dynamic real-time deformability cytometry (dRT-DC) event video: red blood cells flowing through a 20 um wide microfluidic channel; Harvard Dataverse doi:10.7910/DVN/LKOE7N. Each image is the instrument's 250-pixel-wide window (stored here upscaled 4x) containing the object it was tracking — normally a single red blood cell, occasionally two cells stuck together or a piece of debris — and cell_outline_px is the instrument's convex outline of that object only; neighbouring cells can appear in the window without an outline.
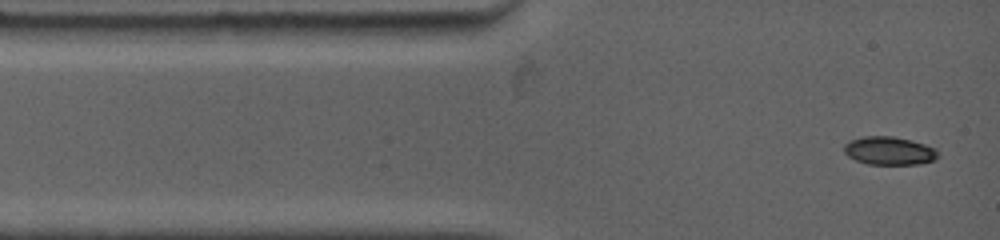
{"species": "common noctule bat (a hibernating species)", "species_latin": "Nyctalus noctula", "temperature_condition": "warm", "stored_images_in_passage": 3, "camera_frame_rate_fps": 4500, "um_per_image_px": 0.085, "animal": {"sex": "female", "body_mass_g": 19.0, "forearm_length_mm": 53.3}, "frame": {"image": 1, "passage_image": 1, "time_ms": 0.0, "image_size_px": [1000, 240], "cell_outline_px": [[936, 160], [916, 164], [868, 164], [856, 160], [848, 156], [844, 152], [844, 144], [852, 140], [864, 136], [892, 136], [924, 144], [936, 148]], "centroid_in_image_um": [75.56, 12.82], "position_along_channel_um": 9.4, "area_um2": 15.2}}
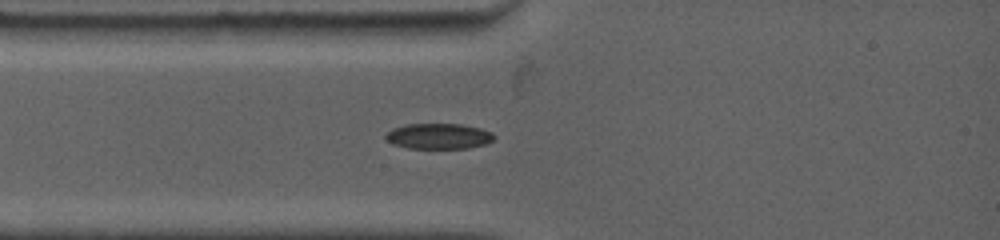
{"frame": {"image": 2, "passage_image": 3, "time_ms": 2.0, "image_size_px": [1000, 240], "cell_outline_px": [[496, 136], [492, 140], [484, 144], [468, 148], [408, 148], [392, 144], [384, 136], [392, 128], [408, 124], [460, 124], [480, 128], [492, 132]], "centroid_in_image_um": [37.28, 11.57], "position_along_channel_um": 47.7, "area_um2": 16.07}}